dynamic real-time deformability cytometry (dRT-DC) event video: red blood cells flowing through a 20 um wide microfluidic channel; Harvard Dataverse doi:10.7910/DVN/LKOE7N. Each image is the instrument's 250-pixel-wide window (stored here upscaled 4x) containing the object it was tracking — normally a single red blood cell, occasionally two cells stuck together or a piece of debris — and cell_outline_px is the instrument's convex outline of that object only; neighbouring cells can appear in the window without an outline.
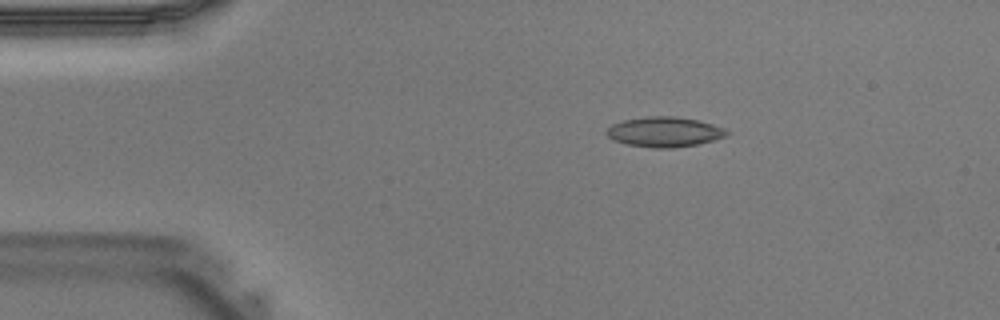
{"species": "Egyptian fruit bat (a non-hibernating species)", "species_latin": "Rousettus aegyptiacus", "temperature_condition": "warm", "stored_images_in_passage": 35, "camera_frame_rate_fps": 3000, "um_per_image_px": 0.085, "animal": {"sex": "male"}, "frame": {"image": 1, "passage_image": 2, "time_ms": 0.333, "image_size_px": [1000, 320], "cell_outline_px": [[728, 132], [724, 136], [712, 140], [696, 144], [672, 148], [652, 148], [628, 144], [612, 140], [604, 132], [612, 124], [624, 120], [648, 116], [676, 116], [696, 120], [712, 124], [724, 128]], "centroid_in_image_um": [56.42, 11.21], "position_along_channel_um": 28.6, "area_um2": 20.81}}
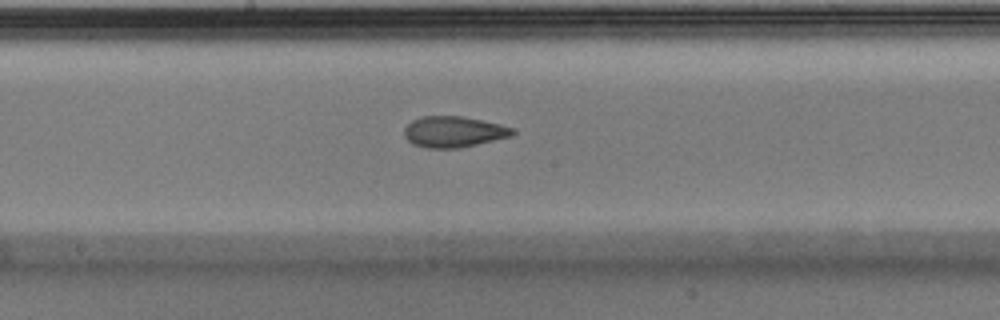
{"frame": {"image": 2, "passage_image": 16, "time_ms": 5.0, "image_size_px": [1000, 320], "cell_outline_px": [[516, 132], [512, 136], [460, 148], [424, 148], [412, 144], [404, 136], [404, 128], [412, 120], [420, 116], [460, 116], [500, 124], [516, 128]], "centroid_in_image_um": [38.56, 11.21], "position_along_channel_um": 209.6, "area_um2": 19.71}}
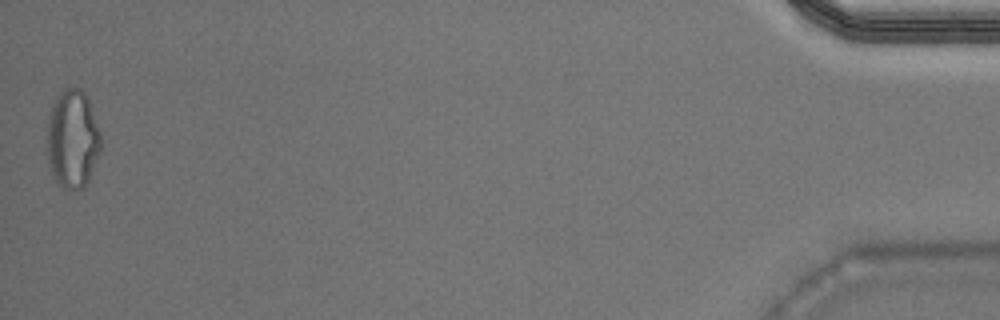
{"frame": {"image": 3, "passage_image": 35, "time_ms": 11.333, "image_size_px": [1000, 320], "cell_outline_px": [[100, 152], [88, 180], [84, 188], [72, 192], [56, 184], [52, 176], [48, 164], [48, 116], [52, 104], [56, 96], [64, 88], [80, 88], [88, 96], [100, 132]], "centroid_in_image_um": [6.16, 11.84], "position_along_channel_um": 429.0, "area_um2": 31.27}}